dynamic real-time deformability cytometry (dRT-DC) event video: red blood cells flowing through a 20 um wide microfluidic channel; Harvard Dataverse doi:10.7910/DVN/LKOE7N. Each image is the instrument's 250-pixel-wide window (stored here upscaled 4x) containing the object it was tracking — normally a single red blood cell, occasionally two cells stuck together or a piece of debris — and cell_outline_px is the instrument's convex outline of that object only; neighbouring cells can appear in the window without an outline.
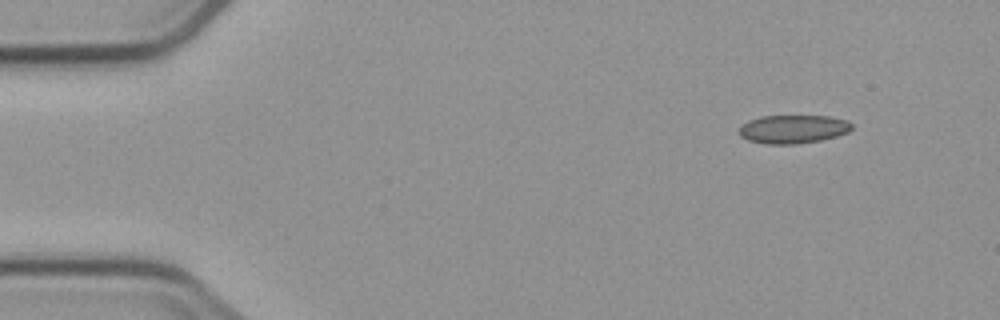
{"species": "common noctule bat (a hibernating species)", "species_latin": "Nyctalus noctula", "temperature_condition": "cold", "stored_images_in_passage": 5, "camera_frame_rate_fps": 3000, "um_per_image_px": 0.085, "animal": {"sex": "male", "body_mass_g": 23.1, "forearm_length_mm": 52.7}, "frame": {"image": 1, "passage_image": 1, "time_ms": 0.0, "image_size_px": [1000, 320], "cell_outline_px": [[852, 128], [848, 132], [836, 136], [820, 140], [796, 144], [764, 144], [748, 140], [740, 136], [740, 128], [748, 120], [760, 116], [828, 116], [848, 120], [852, 124]], "centroid_in_image_um": [67.42, 10.97], "position_along_channel_um": 17.6, "area_um2": 18.67}}
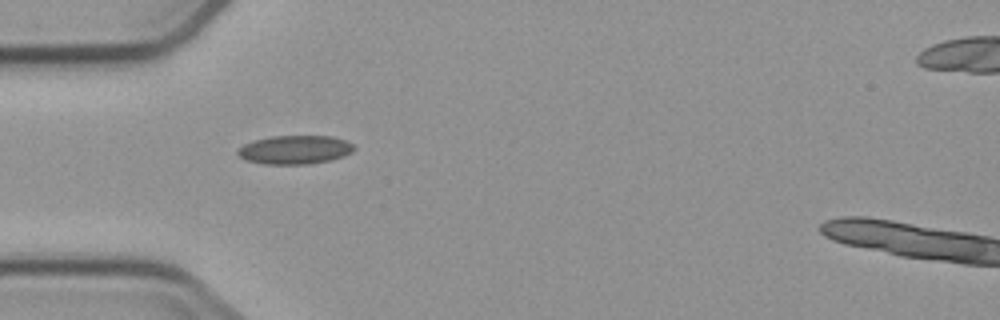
{"frame": {"image": 2, "passage_image": 4, "time_ms": 3.667, "image_size_px": [1000, 320], "cell_outline_px": [[356, 148], [352, 152], [344, 156], [332, 160], [308, 164], [264, 164], [244, 160], [236, 152], [244, 144], [256, 140], [272, 136], [332, 136], [344, 140], [352, 144]], "centroid_in_image_um": [25.08, 12.73], "position_along_channel_um": 59.9, "area_um2": 19.42}}
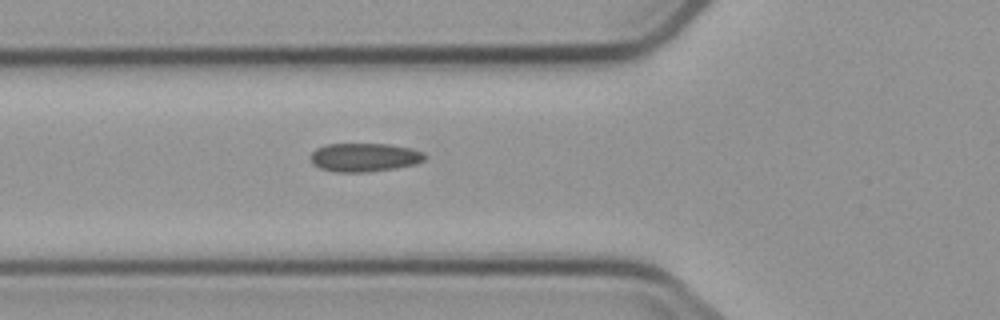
{"frame": {"image": 3, "passage_image": 5, "time_ms": 4.667, "image_size_px": [1000, 320], "cell_outline_px": [[428, 156], [424, 160], [416, 164], [396, 168], [364, 172], [336, 172], [320, 168], [312, 164], [312, 152], [316, 148], [328, 144], [388, 144], [412, 148], [424, 152]], "centroid_in_image_um": [31.02, 13.37], "position_along_channel_um": 94.8, "area_um2": 19.07}}